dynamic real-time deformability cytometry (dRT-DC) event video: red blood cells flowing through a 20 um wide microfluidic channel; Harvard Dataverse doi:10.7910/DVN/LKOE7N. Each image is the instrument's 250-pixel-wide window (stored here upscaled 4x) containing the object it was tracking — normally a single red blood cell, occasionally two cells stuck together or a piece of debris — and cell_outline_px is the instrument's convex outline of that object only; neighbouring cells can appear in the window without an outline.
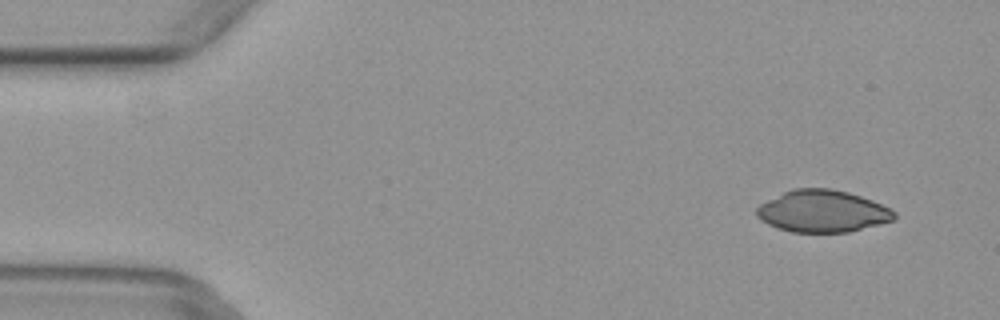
{"species": "common noctule bat (a hibernating species)", "species_latin": "Nyctalus noctula", "temperature_condition": "warm", "stored_images_in_passage": 5, "camera_frame_rate_fps": 3000, "um_per_image_px": 0.085, "animal": {"sex": "female", "body_mass_g": 29.2, "forearm_length_mm": 56.3}, "frame": {"image": 1, "passage_image": 2, "time_ms": 0.333, "image_size_px": [1000, 320], "cell_outline_px": [[896, 220], [848, 232], [792, 232], [776, 228], [760, 220], [756, 216], [756, 208], [760, 204], [792, 188], [832, 188], [848, 192], [872, 200], [896, 212]], "centroid_in_image_um": [69.91, 17.96], "position_along_channel_um": 15.1, "area_um2": 33.76}}